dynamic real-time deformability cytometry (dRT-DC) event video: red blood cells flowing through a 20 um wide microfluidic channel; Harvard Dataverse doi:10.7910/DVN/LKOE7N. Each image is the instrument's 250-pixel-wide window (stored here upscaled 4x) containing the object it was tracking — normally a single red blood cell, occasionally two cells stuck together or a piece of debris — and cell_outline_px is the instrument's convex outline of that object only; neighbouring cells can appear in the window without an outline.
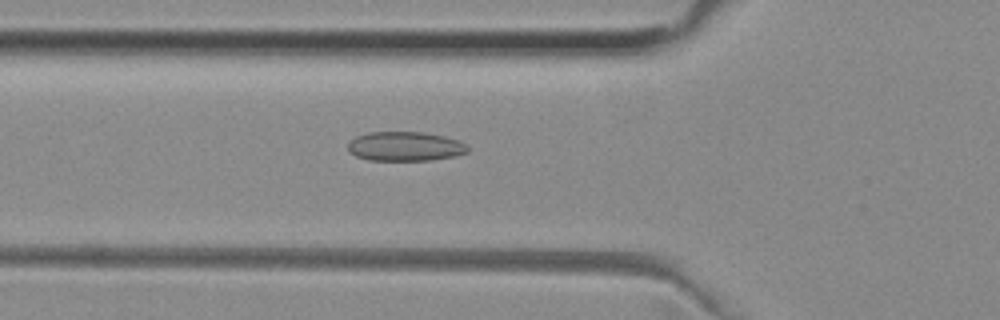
{"species": "common noctule bat (a hibernating species)", "species_latin": "Nyctalus noctula", "temperature_condition": "room temperature", "stored_images_in_passage": 35, "camera_frame_rate_fps": 3000, "um_per_image_px": 0.085, "animal": {"sex": "female", "body_mass_g": 29.2, "forearm_length_mm": 56.3}, "frame": {"image": 1, "passage_image": 12, "time_ms": 3.667, "image_size_px": [1000, 320], "cell_outline_px": [[468, 152], [456, 156], [432, 160], [368, 160], [356, 156], [348, 152], [348, 144], [356, 136], [368, 132], [424, 132], [444, 136], [460, 140], [468, 144]], "centroid_in_image_um": [34.47, 12.44], "position_along_channel_um": 91.3, "area_um2": 20.69}}
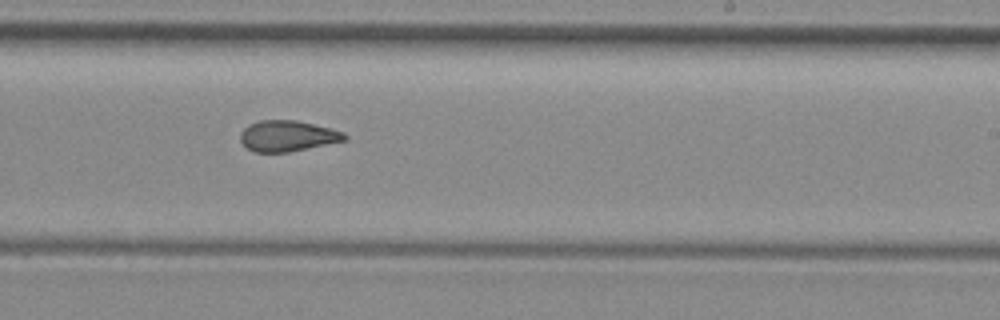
{"frame": {"image": 2, "passage_image": 25, "time_ms": 8.0, "image_size_px": [1000, 320], "cell_outline_px": [[348, 140], [288, 152], [252, 152], [240, 140], [240, 132], [248, 124], [260, 120], [296, 120], [344, 132], [348, 136]], "centroid_in_image_um": [24.43, 11.56], "position_along_channel_um": 264.6, "area_um2": 18.73}}
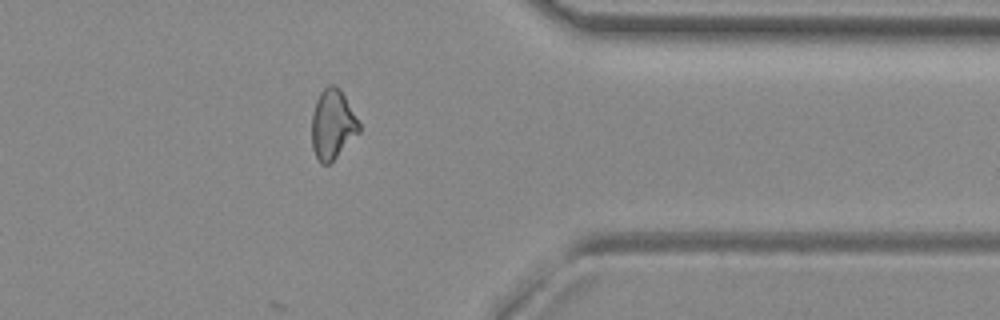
{"frame": {"image": 3, "passage_image": 35, "time_ms": 11.333, "image_size_px": [1000, 320], "cell_outline_px": [[360, 132], [328, 164], [320, 164], [312, 148], [312, 112], [316, 100], [320, 92], [328, 84], [336, 84], [340, 88], [360, 124]], "centroid_in_image_um": [28.25, 10.54], "position_along_channel_um": 383.1, "area_um2": 19.13}, "authors_computed_cell_mechanics": {"area_um2": 19.363, "velocity_mm_per_s": 3.9873, "shape_relaxation_time_tau1_ms": null, "shape_relaxation_time_tau2_ms": 1.9917, "deformation_change_tau1": null, "deformation_change_tau2": 0.071}}